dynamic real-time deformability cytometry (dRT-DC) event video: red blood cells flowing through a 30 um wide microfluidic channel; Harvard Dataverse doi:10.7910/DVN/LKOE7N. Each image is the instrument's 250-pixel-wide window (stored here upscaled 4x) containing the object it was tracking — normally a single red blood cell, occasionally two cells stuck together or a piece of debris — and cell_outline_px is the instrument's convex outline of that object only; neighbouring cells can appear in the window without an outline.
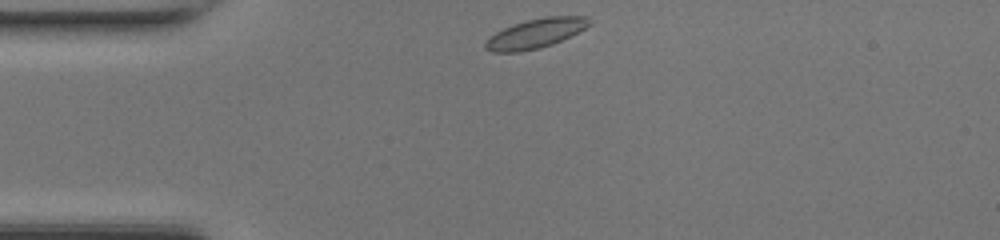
{"species": "common noctule bat (a hibernating species)", "species_latin": "Nyctalus noctula", "temperature_condition": "room temperature", "stored_images_in_passage": 33, "camera_frame_rate_fps": 3000, "um_per_image_px": 0.085, "animal": {"sex": "female", "body_mass_g": 17.0, "forearm_length_mm": 48.0}, "frame": {"image": 1, "passage_image": 1, "time_ms": 0.0, "image_size_px": [1000, 240], "cell_outline_px": [[592, 24], [552, 44], [540, 48], [520, 52], [492, 52], [484, 48], [484, 44], [496, 32], [512, 24], [544, 16], [588, 16], [592, 20]], "centroid_in_image_um": [45.53, 2.83], "position_along_channel_um": 39.5, "area_um2": 17.69}}
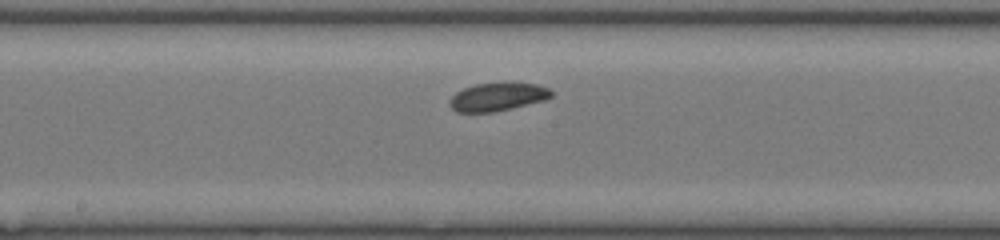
{"frame": {"image": 2, "passage_image": 15, "time_ms": 4.667, "image_size_px": [1000, 240], "cell_outline_px": [[552, 96], [544, 100], [512, 108], [492, 112], [456, 112], [448, 104], [452, 96], [456, 92], [464, 88], [476, 84], [512, 80], [536, 84], [548, 88], [552, 92]], "centroid_in_image_um": [42.31, 8.19], "position_along_channel_um": 205.9, "area_um2": 17.11}}
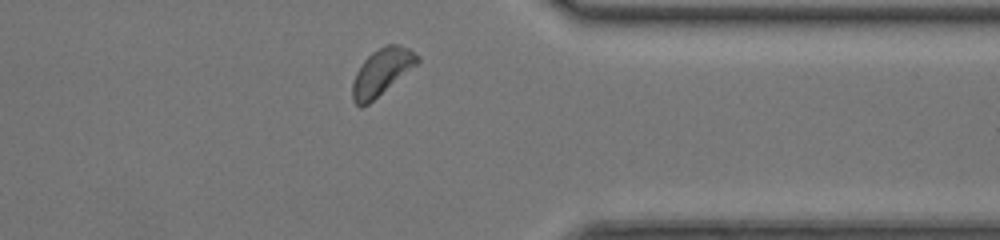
{"frame": {"image": 3, "passage_image": 28, "time_ms": 9.0, "image_size_px": [1000, 240], "cell_outline_px": [[420, 60], [416, 64], [368, 104], [360, 108], [352, 100], [352, 84], [356, 72], [364, 60], [372, 52], [388, 44], [400, 44], [408, 48], [420, 56]], "centroid_in_image_um": [32.42, 6.11], "position_along_channel_um": 379.0, "area_um2": 17.22}, "authors_computed_cell_mechanics": {"area_um2": 17.1088, "velocity_mm_per_s": 4.2056, "shape_relaxation_time_tau1_ms": 1.1594, "shape_relaxation_time_tau2_ms": null, "deformation_change_tau1": 0.0537, "deformation_change_tau2": null}}